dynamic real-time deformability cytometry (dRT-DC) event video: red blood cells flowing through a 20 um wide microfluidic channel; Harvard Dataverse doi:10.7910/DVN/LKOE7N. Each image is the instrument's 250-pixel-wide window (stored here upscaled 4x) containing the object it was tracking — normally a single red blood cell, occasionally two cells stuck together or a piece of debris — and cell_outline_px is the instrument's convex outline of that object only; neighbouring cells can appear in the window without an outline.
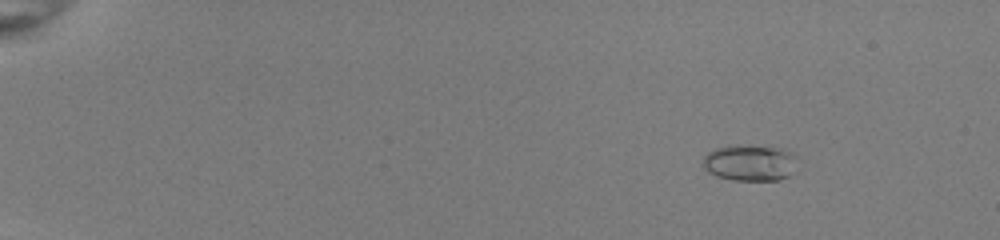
{"species": "common noctule bat (a hibernating species)", "species_latin": "Nyctalus noctula", "temperature_condition": "room temperature", "stored_images_in_passage": 54, "camera_frame_rate_fps": 3000, "um_per_image_px": 0.085, "animal": {"sex": "female", "body_mass_g": 22.0, "forearm_length_mm": 56.7}, "frame": {"image": 1, "passage_image": 8, "time_ms": 2.333, "image_size_px": [1000, 240], "cell_outline_px": [[796, 156], [788, 176], [776, 180], [732, 180], [716, 176], [708, 172], [700, 164], [704, 156], [708, 152], [716, 148], [732, 144], [784, 148], [792, 152]], "centroid_in_image_um": [63.66, 13.82], "position_along_channel_um": 21.3, "area_um2": 20.0}}
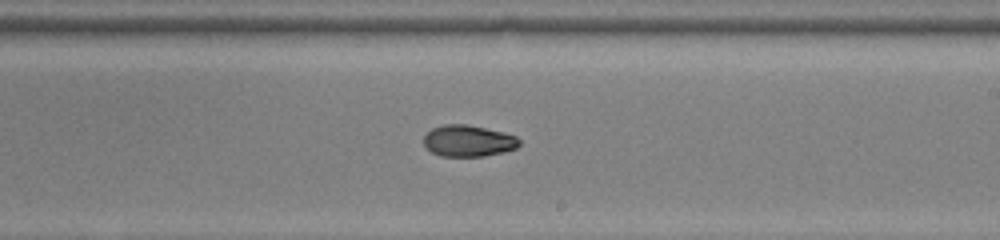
{"frame": {"image": 2, "passage_image": 35, "time_ms": 11.333, "image_size_px": [1000, 240], "cell_outline_px": [[520, 144], [516, 148], [484, 156], [440, 156], [432, 152], [424, 144], [424, 136], [432, 128], [444, 124], [468, 124], [504, 132], [516, 136], [520, 140]], "centroid_in_image_um": [39.8, 11.96], "position_along_channel_um": 249.2, "area_um2": 17.46}}
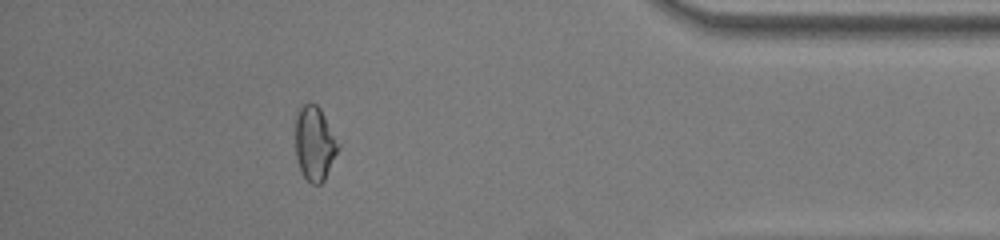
{"frame": {"image": 3, "passage_image": 49, "time_ms": 16.0, "image_size_px": [1000, 240], "cell_outline_px": [[340, 148], [324, 180], [320, 184], [312, 184], [304, 176], [300, 168], [296, 156], [296, 112], [300, 104], [308, 100], [316, 104], [320, 108], [340, 144]], "centroid_in_image_um": [26.74, 12.13], "position_along_channel_um": 408.5, "area_um2": 18.73}, "authors_computed_cell_mechanics": {"area_um2": 18.0914, "velocity_mm_per_s": 4.0395, "shape_relaxation_time_tau1_ms": 5.4719, "shape_relaxation_time_tau2_ms": 4.2058, "deformation_change_tau1": 0.1881, "deformation_change_tau2": 0.084}}